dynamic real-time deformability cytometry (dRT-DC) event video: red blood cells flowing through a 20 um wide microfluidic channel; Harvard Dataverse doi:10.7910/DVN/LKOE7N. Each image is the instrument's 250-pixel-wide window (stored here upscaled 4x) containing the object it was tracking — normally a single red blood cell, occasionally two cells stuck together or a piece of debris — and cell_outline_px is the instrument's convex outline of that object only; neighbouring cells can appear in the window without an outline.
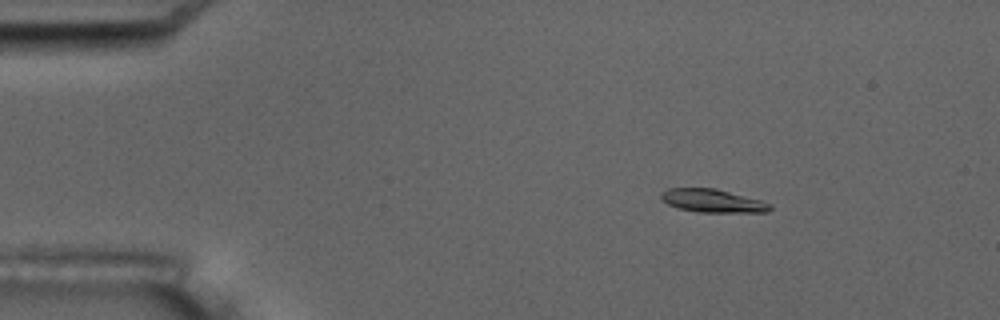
{"species": "common noctule bat (a hibernating species)", "species_latin": "Nyctalus noctula", "temperature_condition": "room temperature", "stored_images_in_passage": 5, "camera_frame_rate_fps": 3000, "um_per_image_px": 0.085, "animal": {"sex": "male", "body_mass_g": 17.5, "forearm_length_mm": 52.3}, "frame": {"image": 1, "passage_image": 2, "time_ms": 1.333, "image_size_px": [1000, 320], "cell_outline_px": [[772, 208], [768, 212], [700, 212], [680, 208], [668, 204], [660, 200], [660, 192], [668, 188], [716, 188], [760, 200], [772, 204]], "centroid_in_image_um": [60.55, 17.06], "position_along_channel_um": 24.4, "area_um2": 14.74}}